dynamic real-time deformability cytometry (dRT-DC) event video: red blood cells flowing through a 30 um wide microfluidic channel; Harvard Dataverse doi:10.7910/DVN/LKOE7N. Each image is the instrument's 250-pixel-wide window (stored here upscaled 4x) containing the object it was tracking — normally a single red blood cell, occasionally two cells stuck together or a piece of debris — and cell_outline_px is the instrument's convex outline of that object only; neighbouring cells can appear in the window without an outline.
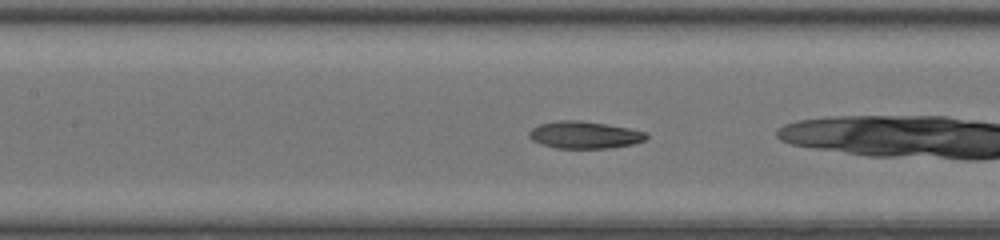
{"species": "common noctule bat (a hibernating species)", "species_latin": "Nyctalus noctula", "temperature_condition": "room temperature", "stored_images_in_passage": 30, "camera_frame_rate_fps": 3000, "um_per_image_px": 0.085, "animal": {"sex": "female", "body_mass_g": 20.0, "forearm_length_mm": 54.0}, "frame": {"image": 1, "passage_image": 14, "time_ms": 4.333, "image_size_px": [1000, 240], "cell_outline_px": [[648, 136], [644, 140], [632, 144], [608, 148], [556, 148], [540, 144], [532, 140], [528, 136], [528, 132], [532, 128], [540, 124], [556, 120], [580, 120], [608, 124], [648, 132]], "centroid_in_image_um": [49.66, 11.46], "position_along_channel_um": 157.7, "area_um2": 18.67}}
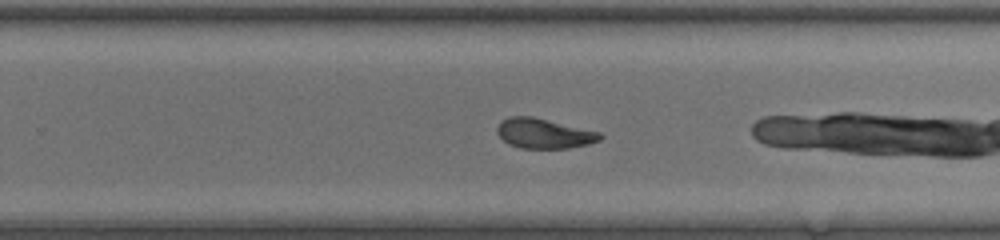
{"frame": {"image": 2, "passage_image": 23, "time_ms": 7.333, "image_size_px": [1000, 240], "cell_outline_px": [[604, 136], [600, 140], [588, 144], [568, 148], [520, 148], [508, 144], [496, 132], [496, 128], [500, 120], [508, 116], [532, 116], [600, 132]], "centroid_in_image_um": [46.21, 11.33], "position_along_channel_um": 283.6, "area_um2": 18.03}}
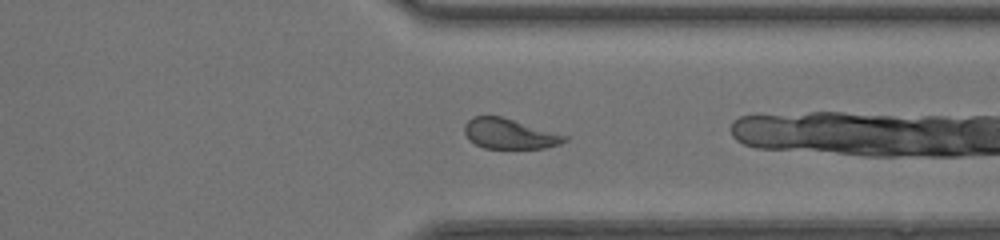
{"frame": {"image": 3, "passage_image": 29, "time_ms": 9.333, "image_size_px": [1000, 240], "cell_outline_px": [[568, 140], [560, 144], [544, 148], [484, 148], [468, 140], [464, 132], [464, 124], [472, 116], [500, 116], [568, 136]], "centroid_in_image_um": [43.27, 11.37], "position_along_channel_um": 368.1, "area_um2": 17.51}}